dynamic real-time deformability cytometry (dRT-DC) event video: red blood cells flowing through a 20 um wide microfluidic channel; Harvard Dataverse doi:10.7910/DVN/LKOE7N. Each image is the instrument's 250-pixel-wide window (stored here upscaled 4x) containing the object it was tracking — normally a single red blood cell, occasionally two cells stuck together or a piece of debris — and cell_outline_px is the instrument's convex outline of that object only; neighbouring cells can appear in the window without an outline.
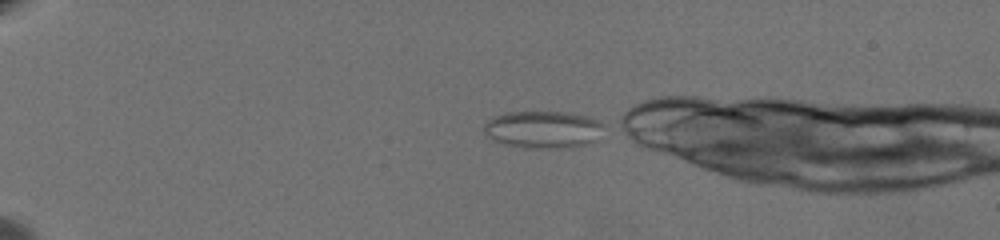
{"species": "common noctule bat (a hibernating species)", "species_latin": "Nyctalus noctula", "temperature_condition": "warm", "stored_images_in_passage": 43, "camera_frame_rate_fps": 3000, "um_per_image_px": 0.085, "animal": {"sex": "female", "body_mass_g": 19.5, "forearm_length_mm": 54.1}, "frame": {"image": 1, "passage_image": 1, "time_ms": 0.0, "image_size_px": [1000, 240], "cell_outline_px": [[604, 124], [596, 140], [572, 148], [524, 148], [504, 144], [492, 140], [484, 132], [484, 124], [492, 116], [508, 112], [564, 112], [588, 116]], "centroid_in_image_um": [46.13, 11.01], "position_along_channel_um": 38.9, "area_um2": 26.13}}
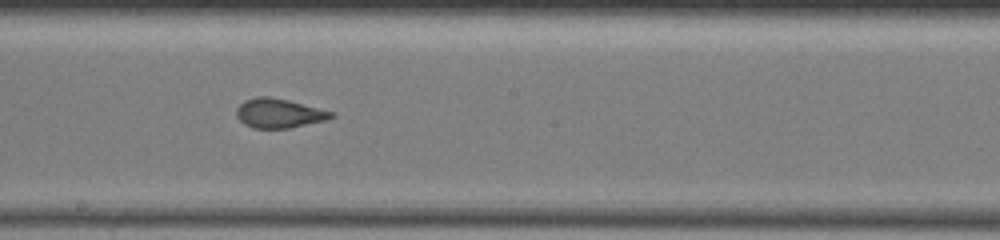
{"frame": {"image": 2, "passage_image": 24, "time_ms": 7.667, "image_size_px": [1000, 240], "cell_outline_px": [[336, 116], [324, 120], [288, 128], [252, 128], [244, 124], [236, 116], [236, 108], [244, 100], [256, 96], [268, 96], [288, 100], [332, 112]], "centroid_in_image_um": [23.65, 9.62], "position_along_channel_um": 224.6, "area_um2": 16.01}}
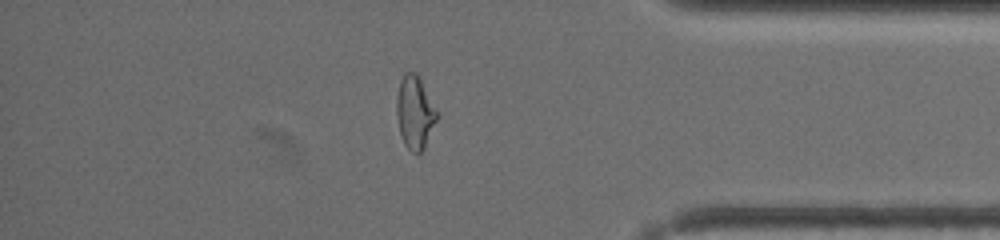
{"frame": {"image": 3, "passage_image": 41, "time_ms": 13.333, "image_size_px": [1000, 240], "cell_outline_px": [[440, 116], [424, 148], [420, 152], [412, 152], [404, 144], [400, 136], [396, 116], [396, 96], [400, 80], [404, 72], [416, 72], [440, 112]], "centroid_in_image_um": [35.28, 9.54], "position_along_channel_um": 399.9, "area_um2": 17.69}}